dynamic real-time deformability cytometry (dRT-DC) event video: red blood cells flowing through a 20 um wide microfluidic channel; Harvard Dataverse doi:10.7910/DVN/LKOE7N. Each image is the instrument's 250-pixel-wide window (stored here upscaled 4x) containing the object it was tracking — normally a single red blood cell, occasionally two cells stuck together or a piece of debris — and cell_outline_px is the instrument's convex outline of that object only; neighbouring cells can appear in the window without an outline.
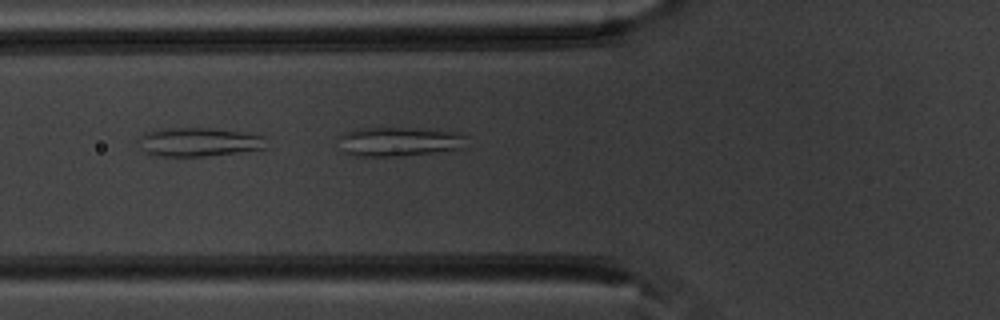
{"species": "common noctule bat (a hibernating species)", "species_latin": "Nyctalus noctula", "temperature_condition": "warm", "stored_images_in_passage": 17, "camera_frame_rate_fps": 3000, "um_per_image_px": 0.085, "animal": {"sex": "male", "body_mass_g": 20.1, "forearm_length_mm": 53.5}, "frame": {"image": 1, "passage_image": 17, "time_ms": 5.333, "image_size_px": [1000, 320], "cell_outline_px": [[468, 136], [464, 148], [400, 156], [352, 156], [348, 152], [336, 136], [344, 132], [364, 128], [404, 128], [460, 132]], "centroid_in_image_um": [33.97, 12.03], "position_along_channel_um": 91.8, "area_um2": 21.56}}